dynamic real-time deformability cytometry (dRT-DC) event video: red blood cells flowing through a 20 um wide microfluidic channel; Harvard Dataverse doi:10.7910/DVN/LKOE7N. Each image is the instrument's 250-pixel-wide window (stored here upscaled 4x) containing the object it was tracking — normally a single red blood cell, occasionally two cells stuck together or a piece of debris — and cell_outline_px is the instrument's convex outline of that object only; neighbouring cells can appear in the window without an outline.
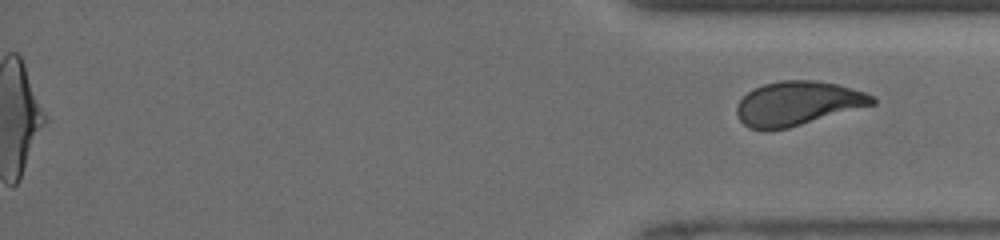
{"species": "human", "species_latin": "Homo sapiens", "temperature_condition": "room temperature", "stored_images_in_passage": 32, "segment_of_instrument_passage": [2, 2], "camera_frame_rate_fps": 3000, "um_per_image_px": 0.085, "donor": {"sex": "male"}, "frame": {"image": 1, "passage_image": 32, "time_ms": 11.333, "image_size_px": [1000, 240], "cell_outline_px": [[876, 104], [788, 128], [768, 132], [748, 128], [740, 120], [736, 112], [736, 104], [752, 88], [764, 84], [780, 80], [816, 80], [836, 84], [864, 92], [876, 96]], "centroid_in_image_um": [67.78, 8.8], "position_along_channel_um": 367.4, "area_um2": 35.2}}